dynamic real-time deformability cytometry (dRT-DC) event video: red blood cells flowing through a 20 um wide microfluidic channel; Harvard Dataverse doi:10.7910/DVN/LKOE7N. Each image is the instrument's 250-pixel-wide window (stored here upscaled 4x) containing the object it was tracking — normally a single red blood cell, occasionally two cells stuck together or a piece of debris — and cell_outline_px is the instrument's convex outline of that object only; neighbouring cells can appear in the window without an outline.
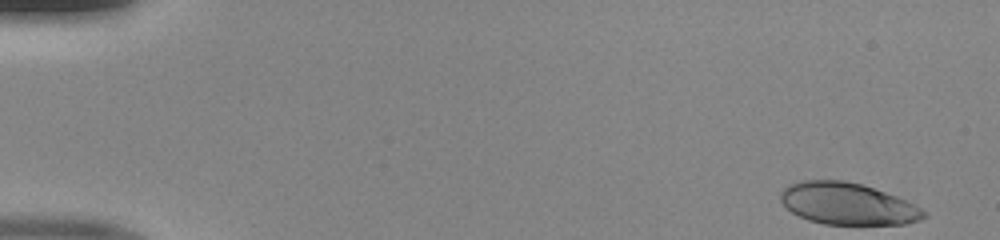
{"species": "human", "species_latin": "Homo sapiens", "temperature_condition": "room temperature", "stored_images_in_passage": 48, "camera_frame_rate_fps": 3000, "um_per_image_px": 0.085, "donor": {"sex": "male"}, "frame": {"image": 1, "passage_image": 1, "time_ms": 0.0, "image_size_px": [1000, 240], "cell_outline_px": [[928, 216], [920, 220], [904, 224], [824, 224], [808, 220], [792, 212], [780, 200], [780, 192], [788, 184], [804, 180], [844, 180], [860, 184], [896, 196], [920, 208]], "centroid_in_image_um": [72.01, 17.32], "position_along_channel_um": 13.0, "area_um2": 34.56}}
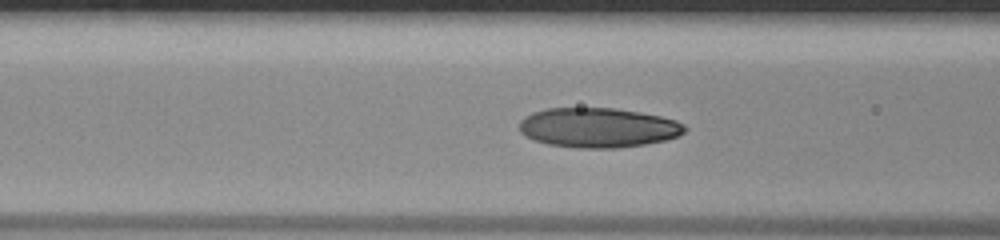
{"frame": {"image": 2, "passage_image": 19, "time_ms": 6.0, "image_size_px": [1000, 240], "cell_outline_px": [[688, 128], [680, 136], [664, 140], [644, 144], [616, 148], [576, 148], [548, 144], [524, 136], [520, 132], [520, 120], [524, 116], [532, 112], [544, 108], [616, 108], [640, 112], [660, 116], [676, 120], [684, 124]], "centroid_in_image_um": [50.84, 10.84], "position_along_channel_um": 115.8, "area_um2": 38.49}}
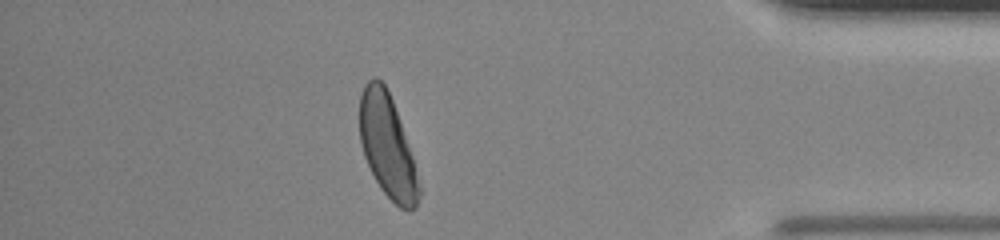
{"frame": {"image": 3, "passage_image": 42, "time_ms": 13.667, "image_size_px": [1000, 240], "cell_outline_px": [[420, 196], [416, 208], [408, 212], [400, 208], [380, 188], [364, 156], [360, 144], [360, 96], [364, 84], [372, 76], [376, 76], [384, 84], [392, 100], [412, 156], [420, 188]], "centroid_in_image_um": [32.91, 12.43], "position_along_channel_um": 402.3, "area_um2": 35.14}}